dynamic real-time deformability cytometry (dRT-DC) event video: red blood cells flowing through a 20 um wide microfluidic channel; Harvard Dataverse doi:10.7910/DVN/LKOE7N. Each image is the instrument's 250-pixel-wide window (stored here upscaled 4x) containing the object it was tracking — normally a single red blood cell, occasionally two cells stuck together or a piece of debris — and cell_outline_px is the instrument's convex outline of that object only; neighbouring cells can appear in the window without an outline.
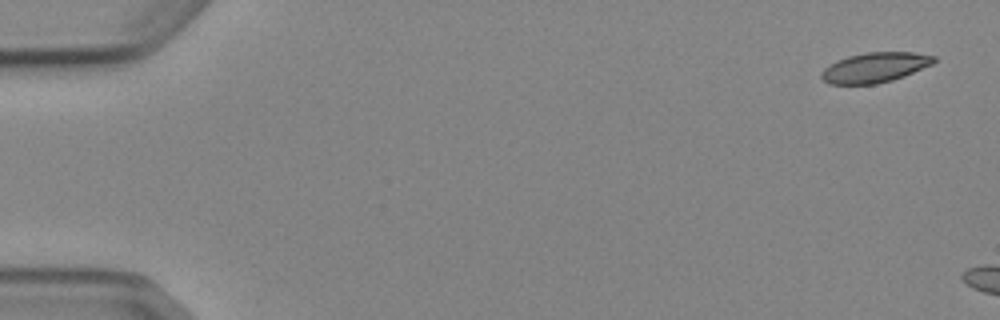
{"species": "Egyptian fruit bat (a non-hibernating species)", "species_latin": "Rousettus aegyptiacus", "temperature_condition": "cold", "stored_images_in_passage": 5, "camera_frame_rate_fps": 3000, "um_per_image_px": 0.085, "animal": {"sex": "female"}, "frame": {"image": 1, "passage_image": 1, "time_ms": 0.0, "image_size_px": [1000, 320], "cell_outline_px": [[936, 60], [932, 64], [904, 76], [892, 80], [876, 84], [828, 84], [820, 76], [820, 72], [824, 68], [836, 60], [848, 56], [868, 52], [912, 52], [936, 56]], "centroid_in_image_um": [74.34, 5.73], "position_along_channel_um": 10.7, "area_um2": 19.65}}